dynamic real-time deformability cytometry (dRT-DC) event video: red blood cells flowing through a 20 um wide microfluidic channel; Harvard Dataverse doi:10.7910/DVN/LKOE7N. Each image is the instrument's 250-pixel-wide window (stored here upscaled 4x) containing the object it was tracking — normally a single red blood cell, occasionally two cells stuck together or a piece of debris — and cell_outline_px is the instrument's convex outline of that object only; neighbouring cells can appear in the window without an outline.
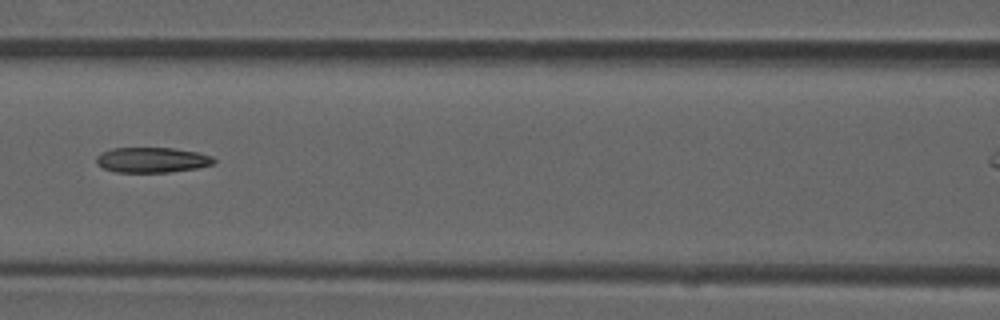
{"species": "common noctule bat (a hibernating species)", "species_latin": "Nyctalus noctula", "temperature_condition": "room temperature", "stored_images_in_passage": 7, "camera_frame_rate_fps": 3000, "um_per_image_px": 0.085, "animal": {"sex": "male", "forearm_length_mm": 52.5}, "frame": {"image": 1, "passage_image": 6, "time_ms": 1.667, "image_size_px": [1000, 320], "cell_outline_px": [[216, 160], [212, 164], [196, 168], [168, 172], [116, 172], [104, 168], [96, 164], [96, 156], [100, 152], [112, 148], [172, 148], [196, 152], [212, 156]], "centroid_in_image_um": [12.88, 13.59], "position_along_channel_um": 153.7, "area_um2": 17.22}}
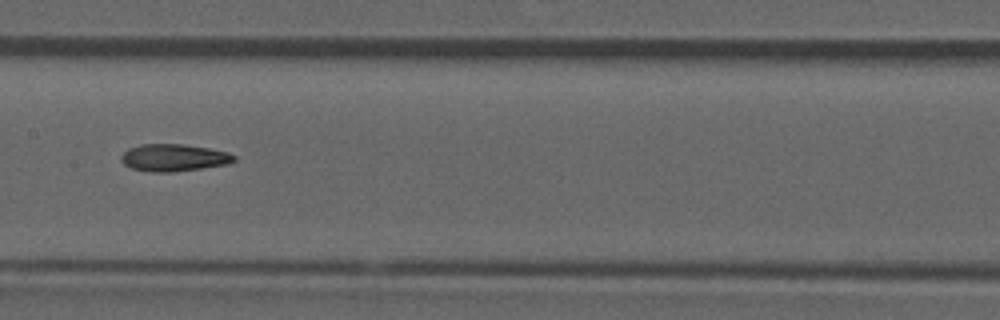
{"frame": {"image": 2, "passage_image": 7, "time_ms": 2.0, "image_size_px": [1000, 320], "cell_outline_px": [[236, 160], [228, 164], [200, 168], [168, 172], [152, 172], [132, 168], [124, 164], [120, 160], [120, 156], [128, 148], [140, 144], [184, 144], [208, 148], [228, 152], [236, 156]], "centroid_in_image_um": [14.76, 13.39], "position_along_channel_um": 192.6, "area_um2": 17.86}}